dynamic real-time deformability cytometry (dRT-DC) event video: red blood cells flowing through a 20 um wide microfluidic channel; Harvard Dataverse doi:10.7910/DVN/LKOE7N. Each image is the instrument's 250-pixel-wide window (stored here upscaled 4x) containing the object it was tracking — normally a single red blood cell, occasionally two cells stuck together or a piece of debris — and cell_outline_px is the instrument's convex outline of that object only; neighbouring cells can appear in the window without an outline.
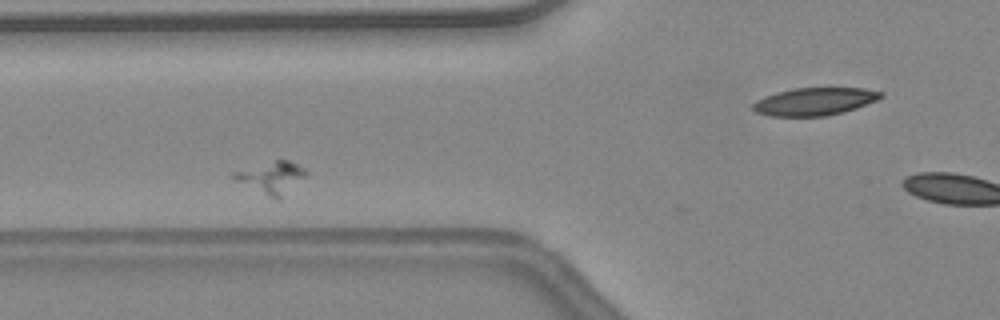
{"species": "common noctule bat (a hibernating species)", "species_latin": "Nyctalus noctula", "temperature_condition": "warm", "stored_images_in_passage": 27, "camera_frame_rate_fps": 3000, "um_per_image_px": 0.085, "animal": {"sex": "female", "body_mass_g": 24.6, "forearm_length_mm": 56.2}, "frame": {"image": 1, "passage_image": 2, "time_ms": 0.333, "image_size_px": [1000, 320], "cell_outline_px": [[308, 172], [280, 200], [276, 200], [228, 176], [232, 172], [276, 160], [288, 160], [304, 168]], "centroid_in_image_um": [23.07, 15.09], "position_along_channel_um": 102.7, "area_um2": 13.06}}